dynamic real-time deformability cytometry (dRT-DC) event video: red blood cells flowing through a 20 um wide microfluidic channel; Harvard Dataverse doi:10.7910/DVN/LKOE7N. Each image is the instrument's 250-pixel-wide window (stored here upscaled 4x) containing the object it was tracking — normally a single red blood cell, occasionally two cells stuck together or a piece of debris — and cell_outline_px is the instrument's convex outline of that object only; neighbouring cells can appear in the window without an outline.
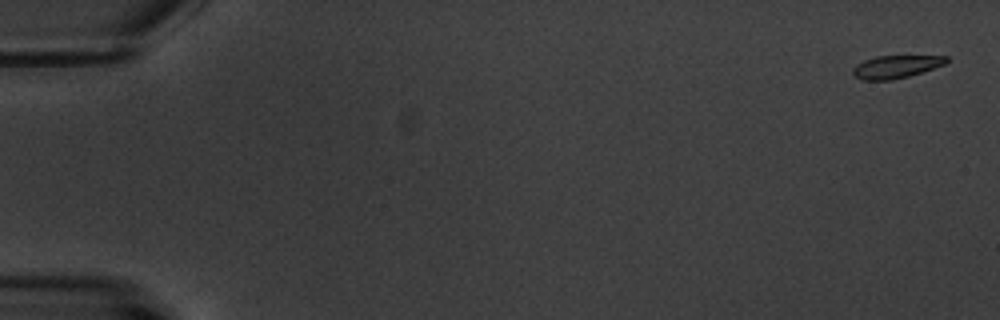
{"species": "common noctule bat (a hibernating species)", "species_latin": "Nyctalus noctula", "temperature_condition": "warm", "stored_images_in_passage": 5, "camera_frame_rate_fps": 3000, "um_per_image_px": 0.085, "animal": {"sex": "male", "body_mass_g": 20.1, "forearm_length_mm": 53.5}, "frame": {"image": 1, "passage_image": 1, "time_ms": 0.0, "image_size_px": [1000, 320], "cell_outline_px": [[948, 60], [944, 64], [908, 76], [892, 80], [860, 80], [852, 76], [852, 68], [856, 64], [864, 60], [876, 56], [948, 56]], "centroid_in_image_um": [76.06, 5.68], "position_along_channel_um": 8.9, "area_um2": 12.37}}
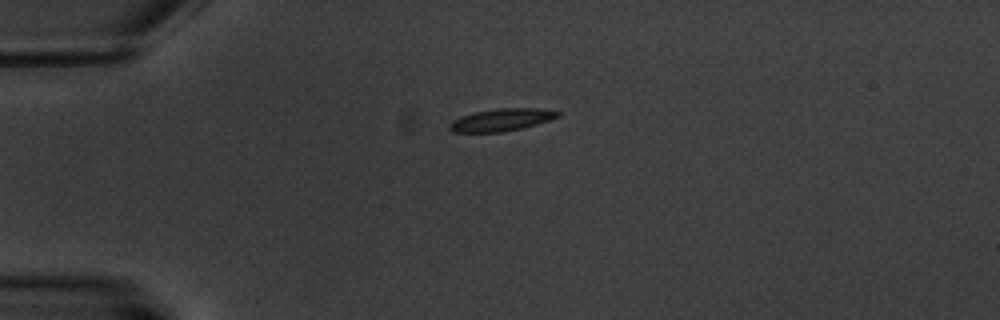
{"frame": {"image": 2, "passage_image": 5, "time_ms": 4.667, "image_size_px": [1000, 320], "cell_outline_px": [[560, 116], [536, 124], [520, 128], [500, 132], [452, 132], [448, 128], [448, 124], [452, 120], [460, 116], [476, 112], [500, 108], [536, 108], [560, 112]], "centroid_in_image_um": [42.56, 10.19], "position_along_channel_um": 42.4, "area_um2": 13.93}}